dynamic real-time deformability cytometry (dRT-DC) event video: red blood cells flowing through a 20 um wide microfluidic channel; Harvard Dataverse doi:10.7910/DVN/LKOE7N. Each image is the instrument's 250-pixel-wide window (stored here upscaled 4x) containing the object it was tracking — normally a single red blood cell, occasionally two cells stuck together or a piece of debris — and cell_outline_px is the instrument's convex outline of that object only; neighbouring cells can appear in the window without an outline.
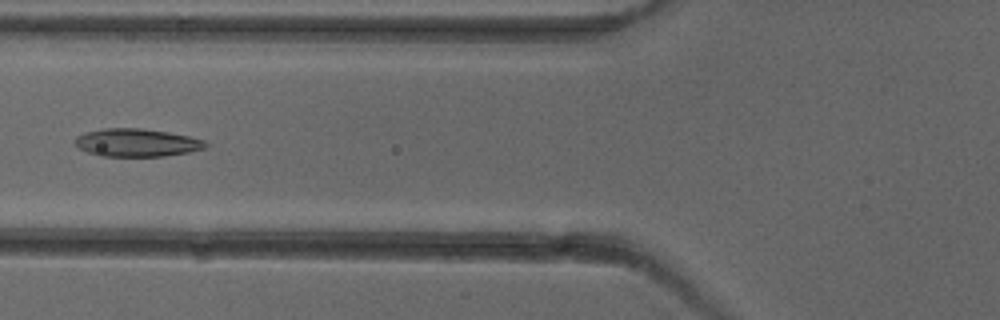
{"species": "common noctule bat (a hibernating species)", "species_latin": "Nyctalus noctula", "temperature_condition": "cold", "stored_images_in_passage": 6, "camera_frame_rate_fps": 3000, "um_per_image_px": 0.085, "animal": {"sex": "female"}, "frame": {"image": 1, "passage_image": 6, "time_ms": 6.0, "image_size_px": [1000, 320], "cell_outline_px": [[208, 144], [204, 148], [188, 152], [164, 156], [104, 156], [88, 152], [80, 148], [76, 144], [76, 136], [84, 132], [104, 128], [140, 128], [168, 132], [188, 136], [204, 140]], "centroid_in_image_um": [11.62, 12.12], "position_along_channel_um": 114.2, "area_um2": 21.04}}